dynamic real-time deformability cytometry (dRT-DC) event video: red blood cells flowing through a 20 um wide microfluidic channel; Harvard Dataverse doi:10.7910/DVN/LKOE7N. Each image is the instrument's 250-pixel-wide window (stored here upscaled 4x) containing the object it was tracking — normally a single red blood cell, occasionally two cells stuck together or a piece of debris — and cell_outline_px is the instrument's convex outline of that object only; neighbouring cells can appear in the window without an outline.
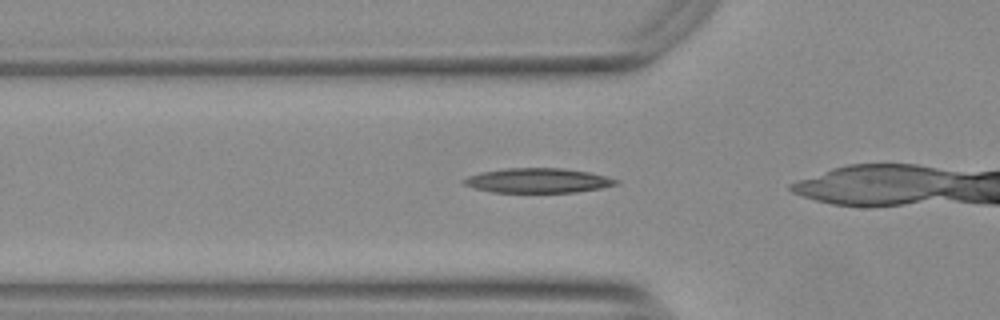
{"species": "Egyptian fruit bat (a non-hibernating species)", "species_latin": "Rousettus aegyptiacus", "temperature_condition": "warm", "stored_images_in_passage": 27, "camera_frame_rate_fps": 3000, "um_per_image_px": 0.085, "animal": {"sex": "female"}, "frame": {"image": 1, "passage_image": 3, "time_ms": 0.667, "image_size_px": [1000, 320], "cell_outline_px": [[620, 184], [600, 188], [572, 192], [492, 192], [476, 188], [464, 184], [460, 180], [468, 176], [480, 172], [504, 168], [560, 168], [588, 172], [620, 180]], "centroid_in_image_um": [45.7, 15.34], "position_along_channel_um": 80.1, "area_um2": 21.73}}
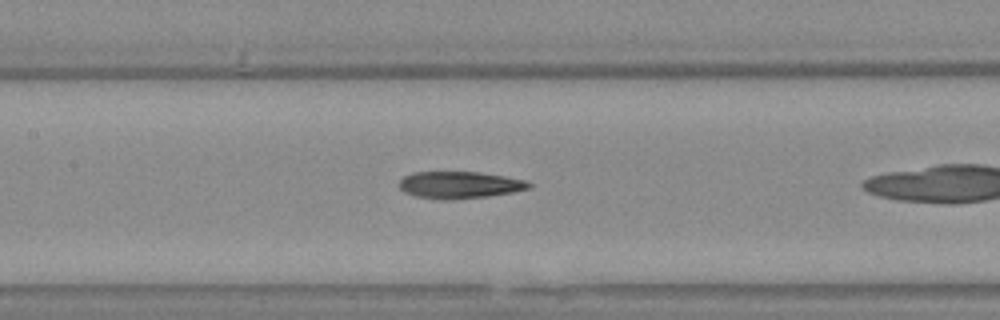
{"frame": {"image": 2, "passage_image": 10, "time_ms": 3.0, "image_size_px": [1000, 320], "cell_outline_px": [[532, 184], [528, 188], [512, 192], [488, 196], [452, 200], [440, 200], [416, 196], [404, 192], [400, 188], [400, 180], [404, 176], [412, 172], [480, 172], [504, 176], [524, 180]], "centroid_in_image_um": [39.03, 15.72], "position_along_channel_um": 168.4, "area_um2": 20.35}}
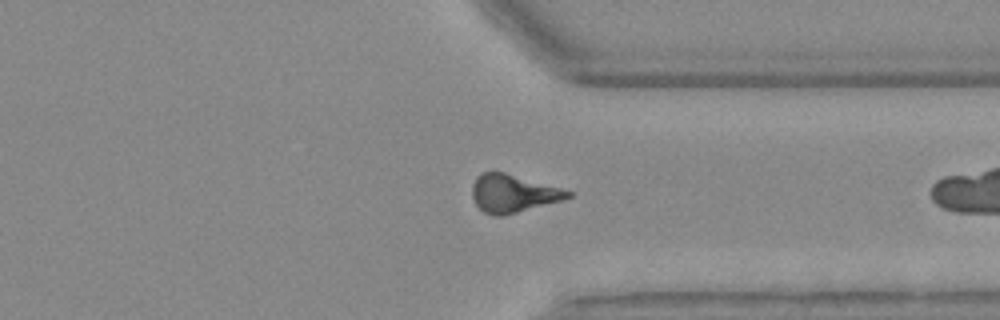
{"frame": {"image": 3, "passage_image": 26, "time_ms": 8.333, "image_size_px": [1000, 320], "cell_outline_px": [[572, 196], [560, 200], [516, 212], [500, 216], [492, 216], [484, 212], [476, 204], [472, 196], [472, 184], [476, 176], [480, 172], [504, 172], [560, 188], [572, 192]], "centroid_in_image_um": [43.54, 16.43], "position_along_channel_um": 367.9, "area_um2": 20.69}}